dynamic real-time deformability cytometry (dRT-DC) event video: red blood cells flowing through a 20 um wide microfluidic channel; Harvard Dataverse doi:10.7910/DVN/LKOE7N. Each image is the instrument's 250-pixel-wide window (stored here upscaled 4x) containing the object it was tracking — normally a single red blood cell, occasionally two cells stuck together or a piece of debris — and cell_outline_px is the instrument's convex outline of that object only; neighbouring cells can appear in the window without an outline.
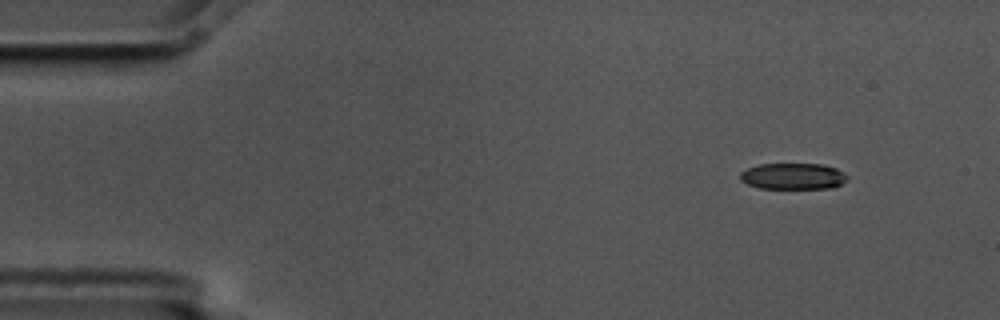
{"species": "common noctule bat (a hibernating species)", "species_latin": "Nyctalus noctula", "temperature_condition": "cold", "stored_images_in_passage": 4, "camera_frame_rate_fps": 3000, "um_per_image_px": 0.085, "animal": {"sex": "male", "body_mass_g": 17.5, "forearm_length_mm": 52.3}, "frame": {"image": 1, "passage_image": 1, "time_ms": 0.0, "image_size_px": [1000, 320], "cell_outline_px": [[848, 180], [832, 188], [760, 188], [748, 184], [740, 180], [740, 172], [756, 164], [824, 164], [836, 168], [844, 172], [848, 176]], "centroid_in_image_um": [67.42, 14.97], "position_along_channel_um": 17.6, "area_um2": 16.47}}
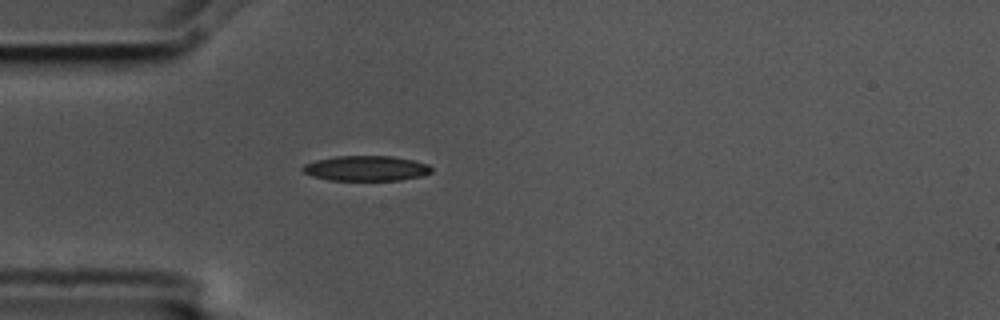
{"frame": {"image": 2, "passage_image": 4, "time_ms": 1.0, "image_size_px": [1000, 320], "cell_outline_px": [[432, 172], [424, 176], [400, 180], [328, 180], [312, 176], [304, 172], [300, 168], [304, 164], [316, 160], [336, 156], [392, 156], [412, 160], [428, 164], [432, 168]], "centroid_in_image_um": [31.13, 14.31], "position_along_channel_um": 53.9, "area_um2": 18.96}}